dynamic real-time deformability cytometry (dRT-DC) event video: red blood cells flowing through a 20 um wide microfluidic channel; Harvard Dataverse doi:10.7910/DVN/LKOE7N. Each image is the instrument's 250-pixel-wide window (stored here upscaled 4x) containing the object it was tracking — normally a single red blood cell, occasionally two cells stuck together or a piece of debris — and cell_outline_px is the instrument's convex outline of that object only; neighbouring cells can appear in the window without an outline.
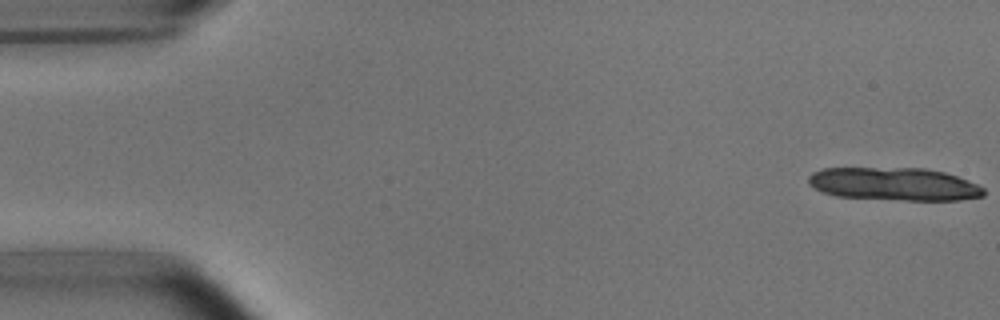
{"species": "common noctule bat (a hibernating species)", "species_latin": "Nyctalus noctula", "temperature_condition": "room temperature", "stored_images_in_passage": 13, "camera_frame_rate_fps": 3000, "um_per_image_px": 0.085, "animal": {"sex": "male", "body_mass_g": 15.6}, "frame": {"image": 1, "passage_image": 1, "time_ms": 0.0, "image_size_px": [1000, 320], "cell_outline_px": [[984, 196], [960, 200], [904, 200], [836, 196], [824, 192], [808, 184], [808, 176], [812, 172], [824, 168], [924, 168], [944, 172], [956, 176], [976, 184], [984, 188]], "centroid_in_image_um": [75.99, 15.64], "position_along_channel_um": 9.0, "area_um2": 33.52}}